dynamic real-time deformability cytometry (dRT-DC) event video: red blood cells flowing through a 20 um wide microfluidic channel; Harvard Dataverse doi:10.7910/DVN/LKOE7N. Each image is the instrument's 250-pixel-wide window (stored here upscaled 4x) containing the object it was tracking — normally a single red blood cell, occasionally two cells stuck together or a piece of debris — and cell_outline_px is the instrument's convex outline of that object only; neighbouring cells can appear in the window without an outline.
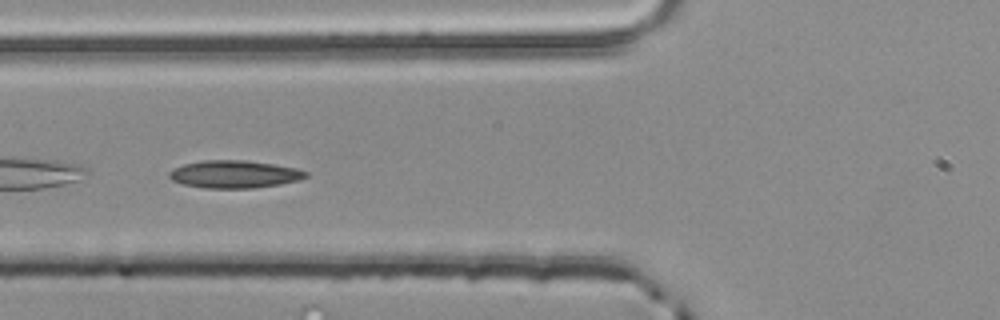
{"species": "common noctule bat (a hibernating species)", "species_latin": "Nyctalus noctula", "temperature_condition": "room temperature", "stored_images_in_passage": 4, "camera_frame_rate_fps": 3000, "um_per_image_px": 0.085, "animal": {"sex": "male", "body_mass_g": 20.4}, "frame": {"image": 1, "passage_image": 4, "time_ms": 1.0, "image_size_px": [1000, 320], "cell_outline_px": [[308, 176], [300, 180], [280, 184], [256, 188], [204, 188], [184, 184], [172, 180], [168, 176], [168, 172], [172, 168], [184, 164], [204, 160], [244, 160], [272, 164], [296, 168], [308, 172]], "centroid_in_image_um": [19.92, 14.81], "position_along_channel_um": 105.9, "area_um2": 22.02}}